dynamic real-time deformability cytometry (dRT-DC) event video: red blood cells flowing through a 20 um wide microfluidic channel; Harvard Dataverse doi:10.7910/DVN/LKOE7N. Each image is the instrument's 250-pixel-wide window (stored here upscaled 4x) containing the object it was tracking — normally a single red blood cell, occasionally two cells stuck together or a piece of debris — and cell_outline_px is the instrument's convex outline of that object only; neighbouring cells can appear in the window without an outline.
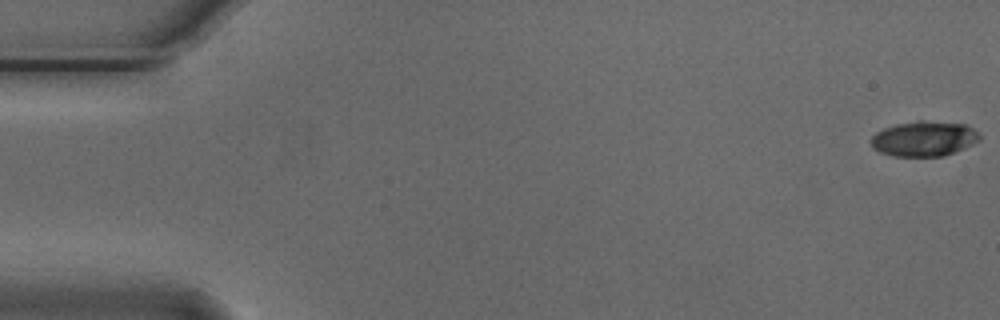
{"species": "Egyptian fruit bat (a non-hibernating species)", "species_latin": "Rousettus aegyptiacus", "temperature_condition": "cold", "stored_images_in_passage": 55, "camera_frame_rate_fps": 3000, "um_per_image_px": 0.085, "animal": {"sex": "male"}, "frame": {"image": 1, "passage_image": 1, "time_ms": 0.0, "image_size_px": [1000, 320], "cell_outline_px": [[980, 140], [964, 148], [944, 156], [892, 156], [880, 152], [872, 148], [868, 140], [876, 132], [884, 128], [896, 124], [916, 120], [920, 120], [968, 124], [980, 136]], "centroid_in_image_um": [78.5, 11.78], "position_along_channel_um": 6.5, "area_um2": 22.43}}
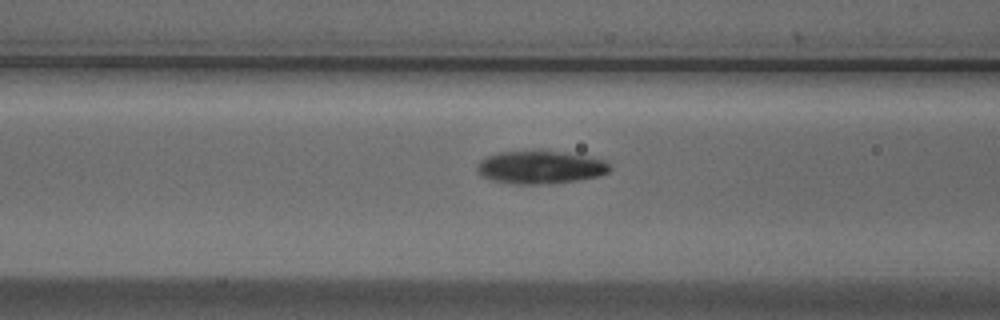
{"frame": {"image": 2, "passage_image": 22, "time_ms": 7.0, "image_size_px": [1000, 320], "cell_outline_px": [[612, 168], [608, 172], [600, 176], [576, 180], [548, 184], [516, 184], [492, 180], [484, 176], [476, 168], [476, 164], [480, 160], [488, 156], [500, 152], [540, 148], [584, 156], [604, 160]], "centroid_in_image_um": [45.92, 14.19], "position_along_channel_um": 120.7, "area_um2": 25.84}}
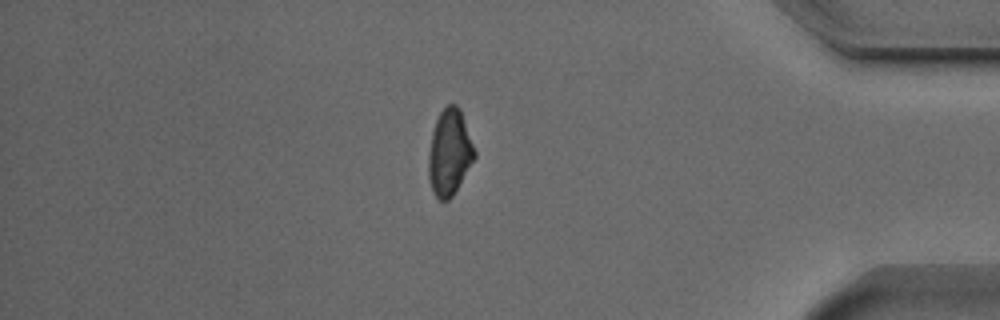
{"frame": {"image": 3, "passage_image": 47, "time_ms": 15.333, "image_size_px": [1000, 320], "cell_outline_px": [[476, 156], [452, 196], [448, 200], [440, 200], [432, 192], [428, 176], [428, 156], [432, 132], [436, 120], [440, 112], [448, 104], [456, 104], [460, 108], [476, 152]], "centroid_in_image_um": [38.2, 12.95], "position_along_channel_um": 397.0, "area_um2": 22.95}, "authors_computed_cell_mechanics": {"area_um2": 23.7558, "velocity_mm_per_s": 3.7446, "shape_relaxation_time_tau1_ms": 3.6277, "shape_relaxation_time_tau2_ms": 2.6431, "deformation_change_tau1": 0.1369, "deformation_change_tau2": 0.0736}}